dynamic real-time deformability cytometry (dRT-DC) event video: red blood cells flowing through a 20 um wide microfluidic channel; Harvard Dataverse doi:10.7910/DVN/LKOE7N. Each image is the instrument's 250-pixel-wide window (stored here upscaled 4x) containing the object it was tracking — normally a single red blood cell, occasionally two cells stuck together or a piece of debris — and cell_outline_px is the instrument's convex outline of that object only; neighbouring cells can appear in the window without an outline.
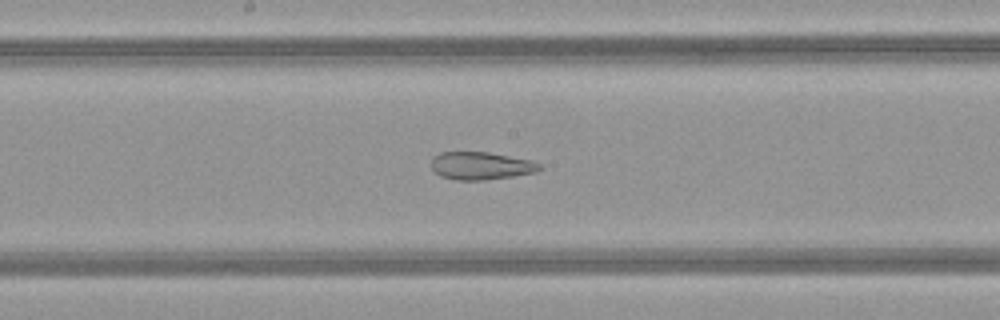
{"species": "common noctule bat (a hibernating species)", "species_latin": "Nyctalus noctula", "temperature_condition": "warm", "stored_images_in_passage": 51, "camera_frame_rate_fps": 3000, "um_per_image_px": 0.085, "animal": {"sex": "female", "body_mass_g": 21.9}, "frame": {"image": 1, "passage_image": 27, "time_ms": 8.667, "image_size_px": [1000, 320], "cell_outline_px": [[540, 168], [536, 172], [512, 176], [484, 180], [456, 180], [444, 176], [436, 172], [432, 168], [432, 160], [440, 152], [488, 152], [528, 160], [540, 164]], "centroid_in_image_um": [40.87, 14.09], "position_along_channel_um": 207.3, "area_um2": 17.05}}
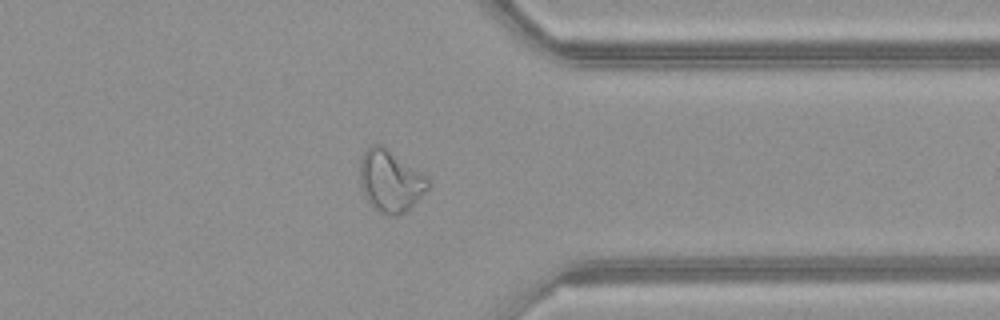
{"frame": {"image": 2, "passage_image": 40, "time_ms": 13.0, "image_size_px": [1000, 320], "cell_outline_px": [[428, 188], [408, 208], [400, 212], [384, 212], [376, 208], [368, 200], [364, 192], [360, 180], [360, 164], [364, 152], [372, 144], [376, 144], [384, 148], [424, 176], [428, 180]], "centroid_in_image_um": [33.13, 15.35], "position_along_channel_um": 378.3, "area_um2": 22.54}}
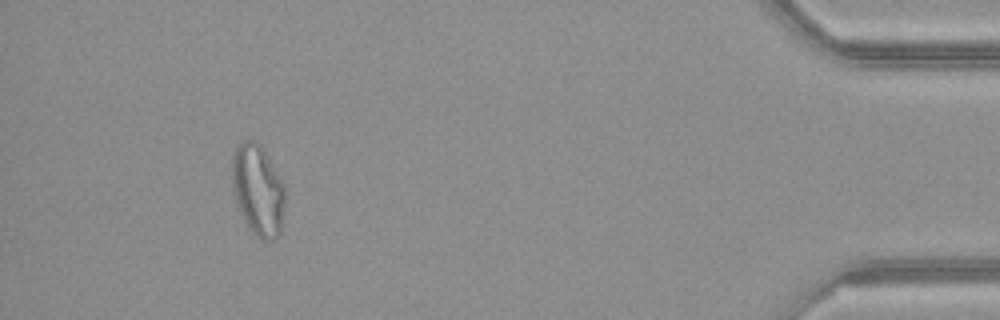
{"frame": {"image": 3, "passage_image": 47, "time_ms": 15.333, "image_size_px": [1000, 320], "cell_outline_px": [[284, 204], [280, 232], [276, 236], [268, 240], [260, 240], [256, 236], [240, 212], [232, 192], [232, 156], [236, 148], [244, 140], [252, 140], [264, 152], [284, 184]], "centroid_in_image_um": [21.9, 16.17], "position_along_channel_um": 413.3, "area_um2": 27.4}, "authors_computed_cell_mechanics": {"area_um2": 22.1374, "velocity_mm_per_s": 4.1001, "shape_relaxation_time_tau1_ms": null, "shape_relaxation_time_tau2_ms": 2.129, "deformation_change_tau1": null, "deformation_change_tau2": 0.1085}}